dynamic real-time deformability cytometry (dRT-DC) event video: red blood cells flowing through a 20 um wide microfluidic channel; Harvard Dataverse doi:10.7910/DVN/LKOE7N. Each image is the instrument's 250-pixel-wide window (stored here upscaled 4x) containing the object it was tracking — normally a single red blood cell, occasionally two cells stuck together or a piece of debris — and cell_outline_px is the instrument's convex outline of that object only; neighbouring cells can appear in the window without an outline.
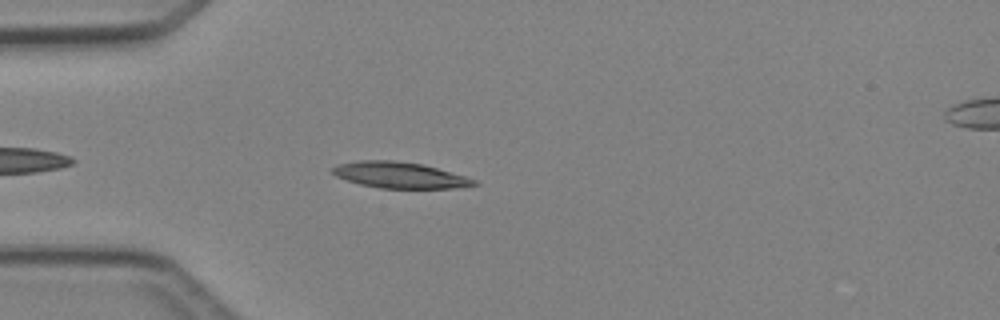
{"species": "Egyptian fruit bat (a non-hibernating species)", "species_latin": "Rousettus aegyptiacus", "temperature_condition": "cold", "stored_images_in_passage": 4, "camera_frame_rate_fps": 3000, "um_per_image_px": 0.085, "animal": {"sex": "female"}, "frame": {"image": 1, "passage_image": 4, "time_ms": 4.333, "image_size_px": [1000, 320], "cell_outline_px": [[480, 184], [452, 188], [380, 188], [360, 184], [336, 176], [332, 172], [332, 168], [336, 164], [356, 160], [392, 160], [424, 164], [464, 176], [476, 180]], "centroid_in_image_um": [33.95, 14.87], "position_along_channel_um": 51.1, "area_um2": 21.44}}